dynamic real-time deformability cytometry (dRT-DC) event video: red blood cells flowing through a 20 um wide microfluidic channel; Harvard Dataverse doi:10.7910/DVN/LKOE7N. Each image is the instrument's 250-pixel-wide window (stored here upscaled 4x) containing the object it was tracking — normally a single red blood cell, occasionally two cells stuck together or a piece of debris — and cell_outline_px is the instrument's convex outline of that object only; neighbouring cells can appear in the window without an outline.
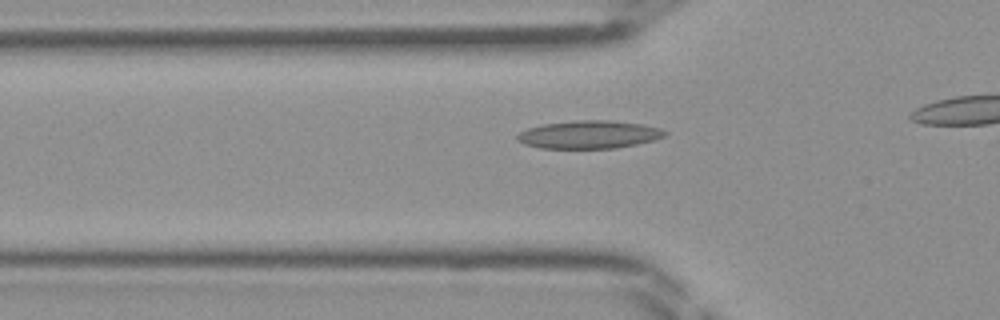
{"species": "Egyptian fruit bat (a non-hibernating species)", "species_latin": "Rousettus aegyptiacus", "temperature_condition": "room temperature", "stored_images_in_passage": 17, "camera_frame_rate_fps": 3000, "um_per_image_px": 0.085, "frame": {"image": 1, "passage_image": 12, "time_ms": 3.667, "image_size_px": [1000, 320], "cell_outline_px": [[668, 132], [664, 136], [652, 140], [636, 144], [616, 148], [540, 148], [524, 144], [516, 140], [516, 136], [520, 132], [528, 128], [544, 124], [576, 120], [612, 120], [644, 124], [660, 128]], "centroid_in_image_um": [50.06, 11.43], "position_along_channel_um": 75.7, "area_um2": 24.04}}
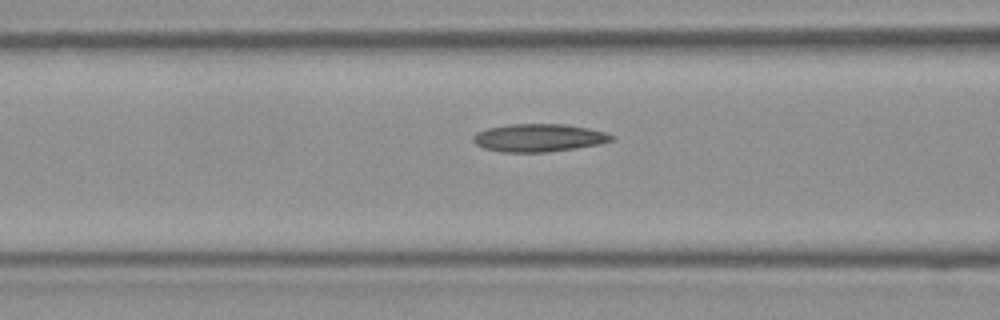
{"frame": {"image": 2, "passage_image": 15, "time_ms": 4.667, "image_size_px": [1000, 320], "cell_outline_px": [[616, 136], [612, 140], [600, 144], [576, 148], [548, 152], [500, 152], [484, 148], [476, 144], [472, 140], [472, 136], [476, 132], [488, 128], [508, 124], [564, 124], [588, 128], [604, 132]], "centroid_in_image_um": [45.78, 11.71], "position_along_channel_um": 120.8, "area_um2": 22.54}}